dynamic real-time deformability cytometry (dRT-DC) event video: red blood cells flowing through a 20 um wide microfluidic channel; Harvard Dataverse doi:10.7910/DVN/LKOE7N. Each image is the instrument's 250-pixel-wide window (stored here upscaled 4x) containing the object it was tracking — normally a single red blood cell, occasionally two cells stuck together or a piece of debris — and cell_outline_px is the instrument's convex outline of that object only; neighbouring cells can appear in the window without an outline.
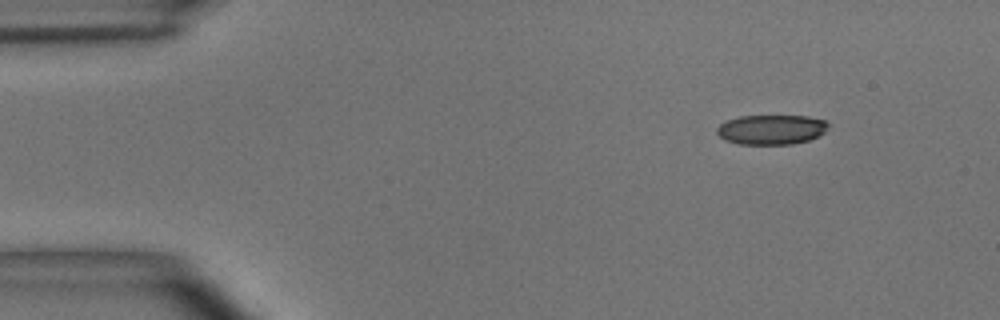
{"species": "common noctule bat (a hibernating species)", "species_latin": "Nyctalus noctula", "temperature_condition": "room temperature", "stored_images_in_passage": 49, "camera_frame_rate_fps": 3000, "um_per_image_px": 0.085, "animal": {"sex": "male", "body_mass_g": 15.6}, "frame": {"image": 1, "passage_image": 1, "time_ms": 0.0, "image_size_px": [1000, 320], "cell_outline_px": [[828, 124], [824, 132], [820, 136], [808, 140], [792, 144], [740, 144], [724, 140], [716, 132], [716, 128], [720, 124], [728, 120], [740, 116], [808, 116], [824, 120]], "centroid_in_image_um": [65.55, 11.02], "position_along_channel_um": 19.4, "area_um2": 19.25}}
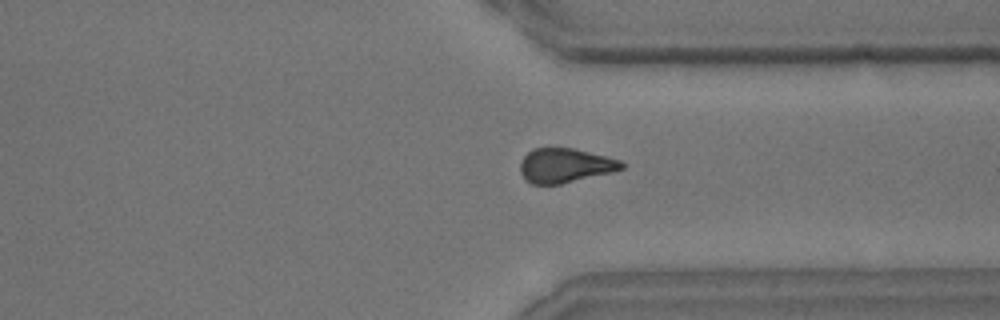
{"frame": {"image": 2, "passage_image": 36, "time_ms": 11.667, "image_size_px": [1000, 320], "cell_outline_px": [[624, 168], [612, 172], [560, 184], [532, 184], [520, 172], [520, 160], [532, 148], [572, 148], [620, 160], [624, 164]], "centroid_in_image_um": [48.01, 14.06], "position_along_channel_um": 363.4, "area_um2": 20.06}}
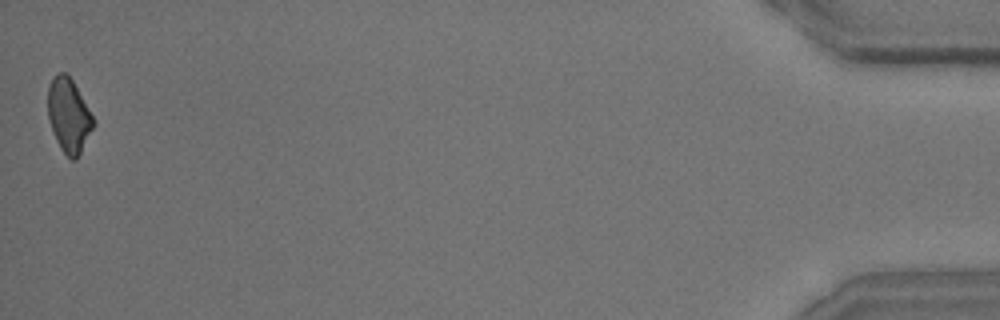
{"frame": {"image": 3, "passage_image": 49, "time_ms": 16.0, "image_size_px": [1000, 320], "cell_outline_px": [[96, 124], [76, 160], [72, 160], [60, 148], [56, 140], [48, 116], [48, 84], [52, 76], [56, 72], [64, 72], [72, 80], [92, 116]], "centroid_in_image_um": [5.83, 9.8], "position_along_channel_um": 429.4, "area_um2": 19.42}, "authors_computed_cell_mechanics": {"area_um2": 21.1548, "velocity_mm_per_s": 3.6548, "shape_relaxation_time_tau1_ms": 5.1124, "shape_relaxation_time_tau2_ms": 2.6669, "deformation_change_tau1": 0.1353, "deformation_change_tau2": 0.0977}}